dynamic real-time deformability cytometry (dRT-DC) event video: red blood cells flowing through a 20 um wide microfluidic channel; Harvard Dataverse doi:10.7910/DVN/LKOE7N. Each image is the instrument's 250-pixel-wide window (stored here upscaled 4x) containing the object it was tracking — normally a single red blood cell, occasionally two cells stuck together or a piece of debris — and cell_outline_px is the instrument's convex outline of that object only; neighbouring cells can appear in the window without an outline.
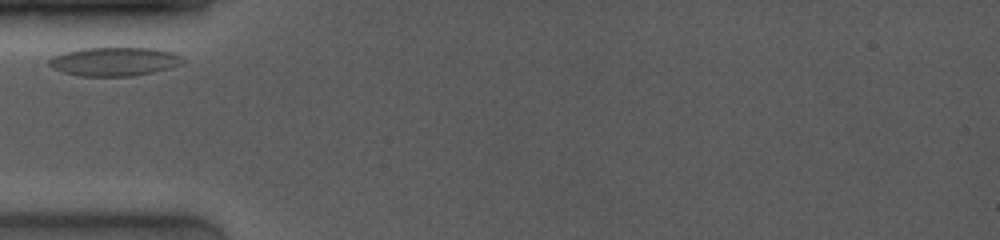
{"species": "common noctule bat (a hibernating species)", "species_latin": "Nyctalus noctula", "temperature_condition": "room temperature", "stored_images_in_passage": 13, "camera_frame_rate_fps": 4000, "um_per_image_px": 0.085, "animal": {"sex": "female", "body_mass_g": 19.0, "forearm_length_mm": 53.3}, "frame": {"image": 1, "passage_image": 1, "time_ms": 0.0, "image_size_px": [1000, 240], "cell_outline_px": [[184, 60], [180, 64], [168, 68], [152, 72], [132, 76], [80, 76], [64, 72], [52, 68], [48, 64], [48, 60], [52, 56], [64, 52], [84, 48], [156, 48], [172, 52], [184, 56]], "centroid_in_image_um": [9.72, 5.22], "position_along_channel_um": 75.3, "area_um2": 22.37}}
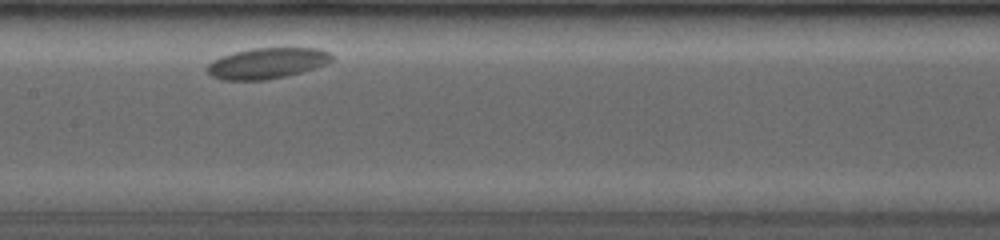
{"frame": {"image": 2, "passage_image": 6, "time_ms": 1.25, "image_size_px": [1000, 240], "cell_outline_px": [[332, 60], [328, 64], [288, 76], [264, 80], [224, 80], [212, 76], [204, 68], [212, 60], [220, 56], [252, 48], [320, 48], [332, 52]], "centroid_in_image_um": [22.72, 5.37], "position_along_channel_um": 184.7, "area_um2": 22.6}}
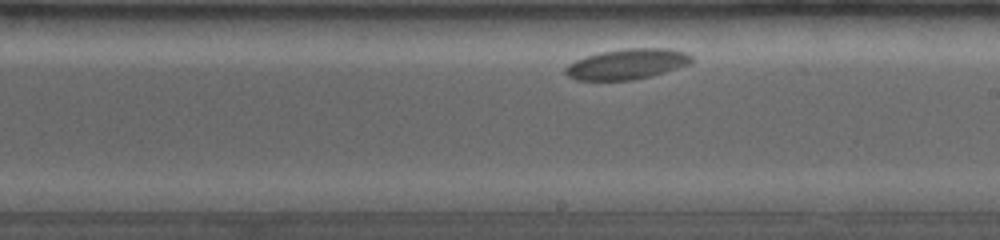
{"frame": {"image": 3, "passage_image": 11, "time_ms": 2.5, "image_size_px": [1000, 240], "cell_outline_px": [[692, 60], [688, 64], [652, 76], [632, 80], [576, 80], [568, 76], [564, 72], [564, 68], [568, 64], [584, 56], [600, 52], [624, 48], [668, 48], [684, 52], [692, 56]], "centroid_in_image_um": [53.25, 5.44], "position_along_channel_um": 235.7, "area_um2": 22.37}}